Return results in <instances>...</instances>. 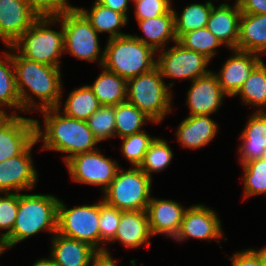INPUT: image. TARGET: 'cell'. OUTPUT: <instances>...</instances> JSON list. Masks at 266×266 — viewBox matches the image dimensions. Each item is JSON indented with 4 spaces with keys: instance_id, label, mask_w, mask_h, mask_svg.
I'll return each mask as SVG.
<instances>
[{
    "instance_id": "6da1fadb",
    "label": "cell",
    "mask_w": 266,
    "mask_h": 266,
    "mask_svg": "<svg viewBox=\"0 0 266 266\" xmlns=\"http://www.w3.org/2000/svg\"><path fill=\"white\" fill-rule=\"evenodd\" d=\"M13 65L22 112L60 107L63 83L58 67L28 60L14 49ZM35 98H38L39 104L34 101Z\"/></svg>"
},
{
    "instance_id": "7a4b0ae2",
    "label": "cell",
    "mask_w": 266,
    "mask_h": 266,
    "mask_svg": "<svg viewBox=\"0 0 266 266\" xmlns=\"http://www.w3.org/2000/svg\"><path fill=\"white\" fill-rule=\"evenodd\" d=\"M60 107L40 110L43 113L44 130L39 120L35 121V138L43 141L42 150L66 153L64 163L72 156L97 150L99 141L88 127L87 121L67 117Z\"/></svg>"
},
{
    "instance_id": "3957f363",
    "label": "cell",
    "mask_w": 266,
    "mask_h": 266,
    "mask_svg": "<svg viewBox=\"0 0 266 266\" xmlns=\"http://www.w3.org/2000/svg\"><path fill=\"white\" fill-rule=\"evenodd\" d=\"M58 197L49 194L18 193V211L11 234L4 240L7 249L41 231L57 232Z\"/></svg>"
},
{
    "instance_id": "277c9868",
    "label": "cell",
    "mask_w": 266,
    "mask_h": 266,
    "mask_svg": "<svg viewBox=\"0 0 266 266\" xmlns=\"http://www.w3.org/2000/svg\"><path fill=\"white\" fill-rule=\"evenodd\" d=\"M156 53L151 46L131 34L111 38L104 47L102 68L129 80L155 68Z\"/></svg>"
},
{
    "instance_id": "5b68a950",
    "label": "cell",
    "mask_w": 266,
    "mask_h": 266,
    "mask_svg": "<svg viewBox=\"0 0 266 266\" xmlns=\"http://www.w3.org/2000/svg\"><path fill=\"white\" fill-rule=\"evenodd\" d=\"M60 23V31L49 29ZM11 47L22 57L53 67H61L64 53V32L59 18H37Z\"/></svg>"
},
{
    "instance_id": "8992f818",
    "label": "cell",
    "mask_w": 266,
    "mask_h": 266,
    "mask_svg": "<svg viewBox=\"0 0 266 266\" xmlns=\"http://www.w3.org/2000/svg\"><path fill=\"white\" fill-rule=\"evenodd\" d=\"M173 85L172 81L167 85L159 69L155 67L147 73L127 80L126 101L144 112L155 124L161 123L164 117L172 112L173 93L170 87Z\"/></svg>"
},
{
    "instance_id": "52a82bcc",
    "label": "cell",
    "mask_w": 266,
    "mask_h": 266,
    "mask_svg": "<svg viewBox=\"0 0 266 266\" xmlns=\"http://www.w3.org/2000/svg\"><path fill=\"white\" fill-rule=\"evenodd\" d=\"M152 179L140 168L118 170L116 177L103 192L108 205L120 211L147 210L151 200Z\"/></svg>"
},
{
    "instance_id": "ba28073f",
    "label": "cell",
    "mask_w": 266,
    "mask_h": 266,
    "mask_svg": "<svg viewBox=\"0 0 266 266\" xmlns=\"http://www.w3.org/2000/svg\"><path fill=\"white\" fill-rule=\"evenodd\" d=\"M58 18L63 26L64 53L89 62L98 61L102 66L104 51L100 50L98 32L85 16L76 7H73Z\"/></svg>"
},
{
    "instance_id": "9c48e42d",
    "label": "cell",
    "mask_w": 266,
    "mask_h": 266,
    "mask_svg": "<svg viewBox=\"0 0 266 266\" xmlns=\"http://www.w3.org/2000/svg\"><path fill=\"white\" fill-rule=\"evenodd\" d=\"M99 217L100 201L93 205L83 204L69 209L59 200L57 232L85 242L101 252Z\"/></svg>"
},
{
    "instance_id": "30bf717a",
    "label": "cell",
    "mask_w": 266,
    "mask_h": 266,
    "mask_svg": "<svg viewBox=\"0 0 266 266\" xmlns=\"http://www.w3.org/2000/svg\"><path fill=\"white\" fill-rule=\"evenodd\" d=\"M167 50L162 49L156 58V67L164 78L193 81L211 72L207 66L211 61L205 55L184 48L180 43Z\"/></svg>"
},
{
    "instance_id": "8fae6325",
    "label": "cell",
    "mask_w": 266,
    "mask_h": 266,
    "mask_svg": "<svg viewBox=\"0 0 266 266\" xmlns=\"http://www.w3.org/2000/svg\"><path fill=\"white\" fill-rule=\"evenodd\" d=\"M65 165L73 181L102 186V192L109 187L120 168L119 163L110 157L106 158L100 149L76 154Z\"/></svg>"
},
{
    "instance_id": "7c38bea8",
    "label": "cell",
    "mask_w": 266,
    "mask_h": 266,
    "mask_svg": "<svg viewBox=\"0 0 266 266\" xmlns=\"http://www.w3.org/2000/svg\"><path fill=\"white\" fill-rule=\"evenodd\" d=\"M36 138L17 156L0 163V193H20L31 190L37 183L38 174L33 166L32 148Z\"/></svg>"
},
{
    "instance_id": "4fadbf2b",
    "label": "cell",
    "mask_w": 266,
    "mask_h": 266,
    "mask_svg": "<svg viewBox=\"0 0 266 266\" xmlns=\"http://www.w3.org/2000/svg\"><path fill=\"white\" fill-rule=\"evenodd\" d=\"M221 223L213 209L199 203L192 205L186 209L180 230L174 240L180 242L191 237L210 242L217 239V243L220 244L219 239L223 237Z\"/></svg>"
},
{
    "instance_id": "5bb4252c",
    "label": "cell",
    "mask_w": 266,
    "mask_h": 266,
    "mask_svg": "<svg viewBox=\"0 0 266 266\" xmlns=\"http://www.w3.org/2000/svg\"><path fill=\"white\" fill-rule=\"evenodd\" d=\"M35 121L10 114L0 124V163L19 155L35 139Z\"/></svg>"
},
{
    "instance_id": "9a60e30c",
    "label": "cell",
    "mask_w": 266,
    "mask_h": 266,
    "mask_svg": "<svg viewBox=\"0 0 266 266\" xmlns=\"http://www.w3.org/2000/svg\"><path fill=\"white\" fill-rule=\"evenodd\" d=\"M222 64L217 76L218 83L226 96L234 97L250 76L253 69L262 61L261 55L237 49Z\"/></svg>"
},
{
    "instance_id": "2e32d148",
    "label": "cell",
    "mask_w": 266,
    "mask_h": 266,
    "mask_svg": "<svg viewBox=\"0 0 266 266\" xmlns=\"http://www.w3.org/2000/svg\"><path fill=\"white\" fill-rule=\"evenodd\" d=\"M225 95L213 71L191 81L186 97L189 116L214 114L222 104Z\"/></svg>"
},
{
    "instance_id": "e0dca14e",
    "label": "cell",
    "mask_w": 266,
    "mask_h": 266,
    "mask_svg": "<svg viewBox=\"0 0 266 266\" xmlns=\"http://www.w3.org/2000/svg\"><path fill=\"white\" fill-rule=\"evenodd\" d=\"M37 18L28 0H0V39L11 46Z\"/></svg>"
},
{
    "instance_id": "ac0fdd59",
    "label": "cell",
    "mask_w": 266,
    "mask_h": 266,
    "mask_svg": "<svg viewBox=\"0 0 266 266\" xmlns=\"http://www.w3.org/2000/svg\"><path fill=\"white\" fill-rule=\"evenodd\" d=\"M186 209L174 200L152 196L146 210L151 234H163L174 239L180 230Z\"/></svg>"
},
{
    "instance_id": "d6986e66",
    "label": "cell",
    "mask_w": 266,
    "mask_h": 266,
    "mask_svg": "<svg viewBox=\"0 0 266 266\" xmlns=\"http://www.w3.org/2000/svg\"><path fill=\"white\" fill-rule=\"evenodd\" d=\"M241 9L236 0L233 7L229 3L215 5L210 12L206 28L227 48L237 49Z\"/></svg>"
},
{
    "instance_id": "ffe728a7",
    "label": "cell",
    "mask_w": 266,
    "mask_h": 266,
    "mask_svg": "<svg viewBox=\"0 0 266 266\" xmlns=\"http://www.w3.org/2000/svg\"><path fill=\"white\" fill-rule=\"evenodd\" d=\"M50 258L56 266H89L98 251L91 245L56 232L51 240Z\"/></svg>"
},
{
    "instance_id": "44dd1931",
    "label": "cell",
    "mask_w": 266,
    "mask_h": 266,
    "mask_svg": "<svg viewBox=\"0 0 266 266\" xmlns=\"http://www.w3.org/2000/svg\"><path fill=\"white\" fill-rule=\"evenodd\" d=\"M152 236L146 210L121 211L117 232L110 242L119 241L126 248H138L144 243L149 247Z\"/></svg>"
},
{
    "instance_id": "7402d4cb",
    "label": "cell",
    "mask_w": 266,
    "mask_h": 266,
    "mask_svg": "<svg viewBox=\"0 0 266 266\" xmlns=\"http://www.w3.org/2000/svg\"><path fill=\"white\" fill-rule=\"evenodd\" d=\"M240 164L261 159L266 156V113L254 112L250 115L240 135Z\"/></svg>"
},
{
    "instance_id": "603a6c76",
    "label": "cell",
    "mask_w": 266,
    "mask_h": 266,
    "mask_svg": "<svg viewBox=\"0 0 266 266\" xmlns=\"http://www.w3.org/2000/svg\"><path fill=\"white\" fill-rule=\"evenodd\" d=\"M218 128L208 115L188 116L177 126L176 140L184 148L198 149L216 137Z\"/></svg>"
},
{
    "instance_id": "cb8c5ba5",
    "label": "cell",
    "mask_w": 266,
    "mask_h": 266,
    "mask_svg": "<svg viewBox=\"0 0 266 266\" xmlns=\"http://www.w3.org/2000/svg\"><path fill=\"white\" fill-rule=\"evenodd\" d=\"M137 23L145 37L144 35L141 37L134 36L144 44L151 46L157 53L161 49L164 50L169 40L174 43L177 42L173 8L166 14L155 18L137 20Z\"/></svg>"
},
{
    "instance_id": "d4e9b609",
    "label": "cell",
    "mask_w": 266,
    "mask_h": 266,
    "mask_svg": "<svg viewBox=\"0 0 266 266\" xmlns=\"http://www.w3.org/2000/svg\"><path fill=\"white\" fill-rule=\"evenodd\" d=\"M237 50L266 54V14H241Z\"/></svg>"
},
{
    "instance_id": "484cf974",
    "label": "cell",
    "mask_w": 266,
    "mask_h": 266,
    "mask_svg": "<svg viewBox=\"0 0 266 266\" xmlns=\"http://www.w3.org/2000/svg\"><path fill=\"white\" fill-rule=\"evenodd\" d=\"M89 87L102 106H115L127 99V80L105 68Z\"/></svg>"
},
{
    "instance_id": "4316f807",
    "label": "cell",
    "mask_w": 266,
    "mask_h": 266,
    "mask_svg": "<svg viewBox=\"0 0 266 266\" xmlns=\"http://www.w3.org/2000/svg\"><path fill=\"white\" fill-rule=\"evenodd\" d=\"M91 11L76 7L90 22L91 26L98 32L109 33L108 39L126 35L119 30L128 24V17L122 13L111 10L95 1Z\"/></svg>"
},
{
    "instance_id": "83f0119b",
    "label": "cell",
    "mask_w": 266,
    "mask_h": 266,
    "mask_svg": "<svg viewBox=\"0 0 266 266\" xmlns=\"http://www.w3.org/2000/svg\"><path fill=\"white\" fill-rule=\"evenodd\" d=\"M6 48L12 51H4L2 59L0 57V109L4 110L3 106L14 108L12 115H17L16 110L22 111V106L16 87L13 48L11 46Z\"/></svg>"
},
{
    "instance_id": "f1b7e54d",
    "label": "cell",
    "mask_w": 266,
    "mask_h": 266,
    "mask_svg": "<svg viewBox=\"0 0 266 266\" xmlns=\"http://www.w3.org/2000/svg\"><path fill=\"white\" fill-rule=\"evenodd\" d=\"M101 106L88 84L69 93L62 112L67 117L87 121Z\"/></svg>"
},
{
    "instance_id": "f546056e",
    "label": "cell",
    "mask_w": 266,
    "mask_h": 266,
    "mask_svg": "<svg viewBox=\"0 0 266 266\" xmlns=\"http://www.w3.org/2000/svg\"><path fill=\"white\" fill-rule=\"evenodd\" d=\"M237 95H240L242 103L256 106V112H265L266 64L263 60L253 69L235 97Z\"/></svg>"
},
{
    "instance_id": "4dcf8cb0",
    "label": "cell",
    "mask_w": 266,
    "mask_h": 266,
    "mask_svg": "<svg viewBox=\"0 0 266 266\" xmlns=\"http://www.w3.org/2000/svg\"><path fill=\"white\" fill-rule=\"evenodd\" d=\"M213 6L211 0L205 1L204 4L192 3L182 10L180 16L173 9L176 38L184 33L205 28Z\"/></svg>"
},
{
    "instance_id": "1f68e13d",
    "label": "cell",
    "mask_w": 266,
    "mask_h": 266,
    "mask_svg": "<svg viewBox=\"0 0 266 266\" xmlns=\"http://www.w3.org/2000/svg\"><path fill=\"white\" fill-rule=\"evenodd\" d=\"M153 122L144 112L135 105L125 101L115 105V137H125L142 130L145 122Z\"/></svg>"
},
{
    "instance_id": "d6a6232c",
    "label": "cell",
    "mask_w": 266,
    "mask_h": 266,
    "mask_svg": "<svg viewBox=\"0 0 266 266\" xmlns=\"http://www.w3.org/2000/svg\"><path fill=\"white\" fill-rule=\"evenodd\" d=\"M177 42L184 48L205 55L208 59L216 54V48L222 43L205 27L182 34Z\"/></svg>"
},
{
    "instance_id": "836d02e7",
    "label": "cell",
    "mask_w": 266,
    "mask_h": 266,
    "mask_svg": "<svg viewBox=\"0 0 266 266\" xmlns=\"http://www.w3.org/2000/svg\"><path fill=\"white\" fill-rule=\"evenodd\" d=\"M173 152L166 140L156 137L145 153L140 168L152 179V173H158L168 167Z\"/></svg>"
},
{
    "instance_id": "e575fe53",
    "label": "cell",
    "mask_w": 266,
    "mask_h": 266,
    "mask_svg": "<svg viewBox=\"0 0 266 266\" xmlns=\"http://www.w3.org/2000/svg\"><path fill=\"white\" fill-rule=\"evenodd\" d=\"M244 199L260 194L266 195V156L242 164Z\"/></svg>"
},
{
    "instance_id": "d590c367",
    "label": "cell",
    "mask_w": 266,
    "mask_h": 266,
    "mask_svg": "<svg viewBox=\"0 0 266 266\" xmlns=\"http://www.w3.org/2000/svg\"><path fill=\"white\" fill-rule=\"evenodd\" d=\"M156 137H152L144 131L122 137L121 151L123 156L132 164V167H140L144 161L145 153Z\"/></svg>"
},
{
    "instance_id": "8d00e7d4",
    "label": "cell",
    "mask_w": 266,
    "mask_h": 266,
    "mask_svg": "<svg viewBox=\"0 0 266 266\" xmlns=\"http://www.w3.org/2000/svg\"><path fill=\"white\" fill-rule=\"evenodd\" d=\"M87 124L99 142L115 137V106H101Z\"/></svg>"
},
{
    "instance_id": "74e56055",
    "label": "cell",
    "mask_w": 266,
    "mask_h": 266,
    "mask_svg": "<svg viewBox=\"0 0 266 266\" xmlns=\"http://www.w3.org/2000/svg\"><path fill=\"white\" fill-rule=\"evenodd\" d=\"M121 218V211L117 208L108 205L105 201L100 200V244L101 252H105L106 247H103L106 242H110L117 232ZM104 243V244H103Z\"/></svg>"
},
{
    "instance_id": "f35d334b",
    "label": "cell",
    "mask_w": 266,
    "mask_h": 266,
    "mask_svg": "<svg viewBox=\"0 0 266 266\" xmlns=\"http://www.w3.org/2000/svg\"><path fill=\"white\" fill-rule=\"evenodd\" d=\"M0 195V231L5 230L0 236L5 240L13 229L18 211V193H3Z\"/></svg>"
},
{
    "instance_id": "ab89813d",
    "label": "cell",
    "mask_w": 266,
    "mask_h": 266,
    "mask_svg": "<svg viewBox=\"0 0 266 266\" xmlns=\"http://www.w3.org/2000/svg\"><path fill=\"white\" fill-rule=\"evenodd\" d=\"M28 3L38 18H58L74 7L67 0H28Z\"/></svg>"
},
{
    "instance_id": "60d3db41",
    "label": "cell",
    "mask_w": 266,
    "mask_h": 266,
    "mask_svg": "<svg viewBox=\"0 0 266 266\" xmlns=\"http://www.w3.org/2000/svg\"><path fill=\"white\" fill-rule=\"evenodd\" d=\"M136 20L155 18L172 9L171 0H132Z\"/></svg>"
},
{
    "instance_id": "b9f144b4",
    "label": "cell",
    "mask_w": 266,
    "mask_h": 266,
    "mask_svg": "<svg viewBox=\"0 0 266 266\" xmlns=\"http://www.w3.org/2000/svg\"><path fill=\"white\" fill-rule=\"evenodd\" d=\"M231 260L232 266H260V249H246L236 252Z\"/></svg>"
},
{
    "instance_id": "7bdbcfd3",
    "label": "cell",
    "mask_w": 266,
    "mask_h": 266,
    "mask_svg": "<svg viewBox=\"0 0 266 266\" xmlns=\"http://www.w3.org/2000/svg\"><path fill=\"white\" fill-rule=\"evenodd\" d=\"M243 14H266V0H237Z\"/></svg>"
},
{
    "instance_id": "ee69618b",
    "label": "cell",
    "mask_w": 266,
    "mask_h": 266,
    "mask_svg": "<svg viewBox=\"0 0 266 266\" xmlns=\"http://www.w3.org/2000/svg\"><path fill=\"white\" fill-rule=\"evenodd\" d=\"M97 3L110 8L116 12L122 13L128 17V7L130 0H95ZM132 1V0H131Z\"/></svg>"
},
{
    "instance_id": "f6af8a7d",
    "label": "cell",
    "mask_w": 266,
    "mask_h": 266,
    "mask_svg": "<svg viewBox=\"0 0 266 266\" xmlns=\"http://www.w3.org/2000/svg\"><path fill=\"white\" fill-rule=\"evenodd\" d=\"M89 266H118L116 260L111 256V253L106 248L105 252H98L97 255L90 261Z\"/></svg>"
},
{
    "instance_id": "bcb514c9",
    "label": "cell",
    "mask_w": 266,
    "mask_h": 266,
    "mask_svg": "<svg viewBox=\"0 0 266 266\" xmlns=\"http://www.w3.org/2000/svg\"><path fill=\"white\" fill-rule=\"evenodd\" d=\"M32 266H56L53 262V260L48 257V258H41L37 260L35 263H33Z\"/></svg>"
},
{
    "instance_id": "7dc6e473",
    "label": "cell",
    "mask_w": 266,
    "mask_h": 266,
    "mask_svg": "<svg viewBox=\"0 0 266 266\" xmlns=\"http://www.w3.org/2000/svg\"><path fill=\"white\" fill-rule=\"evenodd\" d=\"M260 266H266V246L260 249Z\"/></svg>"
},
{
    "instance_id": "c3c4849f",
    "label": "cell",
    "mask_w": 266,
    "mask_h": 266,
    "mask_svg": "<svg viewBox=\"0 0 266 266\" xmlns=\"http://www.w3.org/2000/svg\"><path fill=\"white\" fill-rule=\"evenodd\" d=\"M9 116V114L5 111L0 109V124Z\"/></svg>"
},
{
    "instance_id": "681fc988",
    "label": "cell",
    "mask_w": 266,
    "mask_h": 266,
    "mask_svg": "<svg viewBox=\"0 0 266 266\" xmlns=\"http://www.w3.org/2000/svg\"><path fill=\"white\" fill-rule=\"evenodd\" d=\"M7 250L6 246H0V255Z\"/></svg>"
},
{
    "instance_id": "f907efd6",
    "label": "cell",
    "mask_w": 266,
    "mask_h": 266,
    "mask_svg": "<svg viewBox=\"0 0 266 266\" xmlns=\"http://www.w3.org/2000/svg\"><path fill=\"white\" fill-rule=\"evenodd\" d=\"M0 246H5L4 239L0 236Z\"/></svg>"
}]
</instances>
